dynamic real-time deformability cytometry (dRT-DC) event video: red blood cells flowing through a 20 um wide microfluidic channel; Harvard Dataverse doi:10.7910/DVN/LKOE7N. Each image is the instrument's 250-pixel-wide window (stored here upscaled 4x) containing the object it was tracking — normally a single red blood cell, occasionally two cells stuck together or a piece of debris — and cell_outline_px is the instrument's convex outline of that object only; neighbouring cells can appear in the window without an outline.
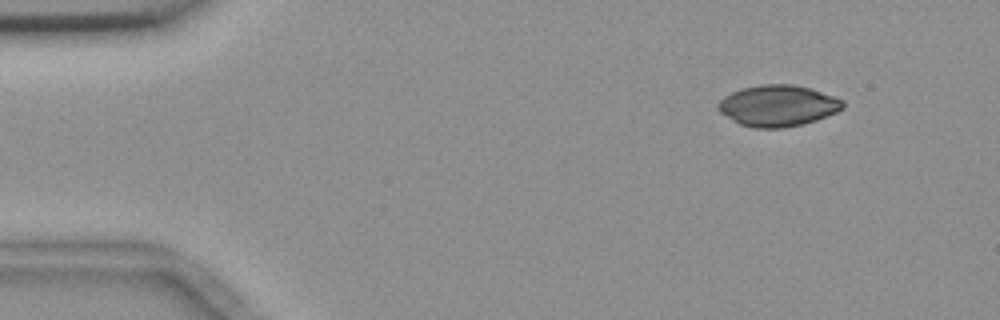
{"species": "common noctule bat (a hibernating species)", "species_latin": "Nyctalus noctula", "temperature_condition": "room temperature", "stored_images_in_passage": 3, "camera_frame_rate_fps": 3000, "um_per_image_px": 0.085, "animal": {"sex": "female", "body_mass_g": 18.4}, "frame": {"image": 1, "passage_image": 1, "time_ms": 0.0, "image_size_px": [1000, 320], "cell_outline_px": [[844, 108], [836, 112], [816, 120], [804, 124], [784, 128], [752, 128], [740, 124], [732, 120], [720, 112], [716, 108], [716, 104], [724, 96], [740, 88], [760, 84], [792, 84], [812, 88], [844, 100]], "centroid_in_image_um": [66.11, 8.98], "position_along_channel_um": 18.9, "area_um2": 30.29}}